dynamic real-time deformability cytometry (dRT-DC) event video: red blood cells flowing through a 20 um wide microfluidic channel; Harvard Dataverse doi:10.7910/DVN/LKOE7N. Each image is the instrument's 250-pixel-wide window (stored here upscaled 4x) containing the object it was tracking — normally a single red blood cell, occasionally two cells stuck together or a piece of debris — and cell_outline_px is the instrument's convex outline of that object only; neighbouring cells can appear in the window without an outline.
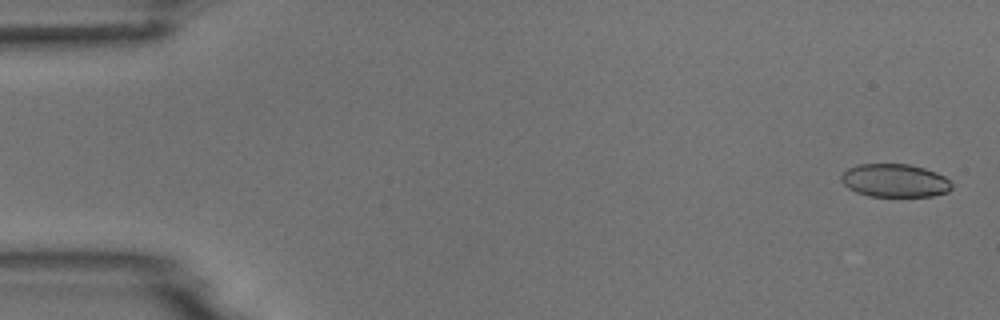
{"species": "common noctule bat (a hibernating species)", "species_latin": "Nyctalus noctula", "temperature_condition": "room temperature", "stored_images_in_passage": 4, "camera_frame_rate_fps": 3000, "um_per_image_px": 0.085, "animal": {"sex": "male", "body_mass_g": 18.8}, "frame": {"image": 1, "passage_image": 1, "time_ms": 0.0, "image_size_px": [1000, 320], "cell_outline_px": [[952, 188], [948, 192], [932, 196], [868, 196], [856, 192], [848, 188], [840, 180], [840, 176], [848, 168], [856, 164], [908, 164], [924, 168], [936, 172], [944, 176], [952, 184]], "centroid_in_image_um": [76.04, 15.34], "position_along_channel_um": 9.0, "area_um2": 21.44}}
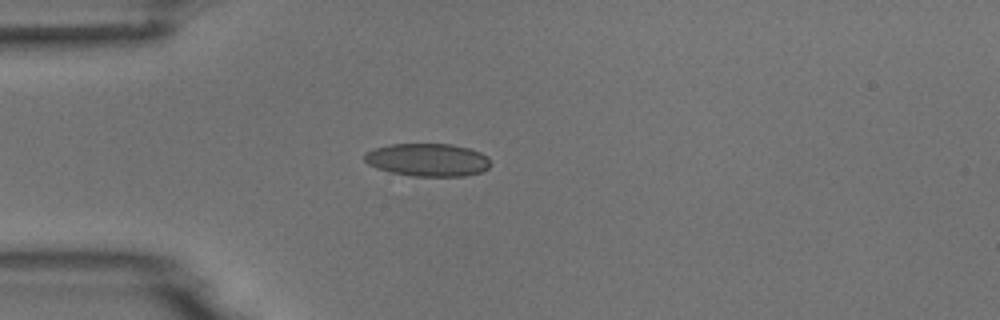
{"frame": {"image": 2, "passage_image": 4, "time_ms": 4.333, "image_size_px": [1000, 320], "cell_outline_px": [[492, 164], [488, 168], [480, 172], [464, 176], [412, 176], [392, 172], [376, 168], [368, 164], [364, 160], [364, 152], [372, 148], [388, 144], [452, 144], [468, 148], [480, 152], [488, 156]], "centroid_in_image_um": [36.34, 13.58], "position_along_channel_um": 48.7, "area_um2": 24.39}}